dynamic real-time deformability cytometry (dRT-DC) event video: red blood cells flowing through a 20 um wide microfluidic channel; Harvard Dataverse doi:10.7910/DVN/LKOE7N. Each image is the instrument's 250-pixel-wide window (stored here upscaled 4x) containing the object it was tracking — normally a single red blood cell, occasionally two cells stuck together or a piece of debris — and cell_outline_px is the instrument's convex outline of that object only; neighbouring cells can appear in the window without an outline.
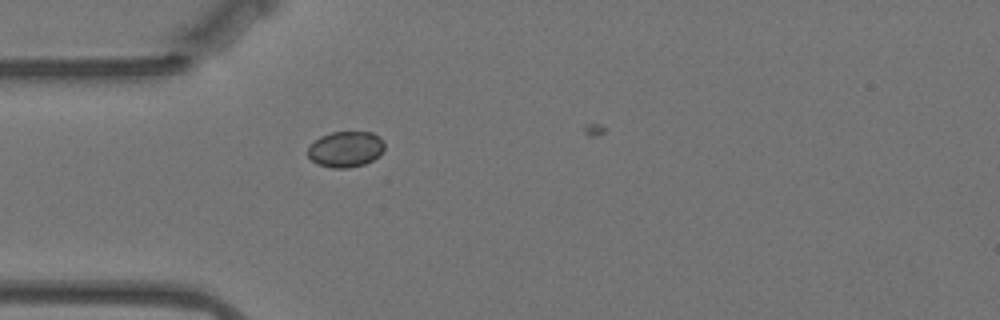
{"species": "Egyptian fruit bat (a non-hibernating species)", "species_latin": "Rousettus aegyptiacus", "temperature_condition": "warm", "stored_images_in_passage": 19, "camera_frame_rate_fps": 3000, "um_per_image_px": 0.085, "animal": {"sex": "female"}, "frame": {"image": 1, "passage_image": 14, "time_ms": 4.333, "image_size_px": [1000, 320], "cell_outline_px": [[384, 148], [372, 160], [364, 164], [348, 168], [332, 168], [316, 164], [308, 156], [308, 148], [320, 136], [332, 132], [372, 132], [380, 136], [384, 140]], "centroid_in_image_um": [29.38, 12.68], "position_along_channel_um": 55.6, "area_um2": 15.95}}
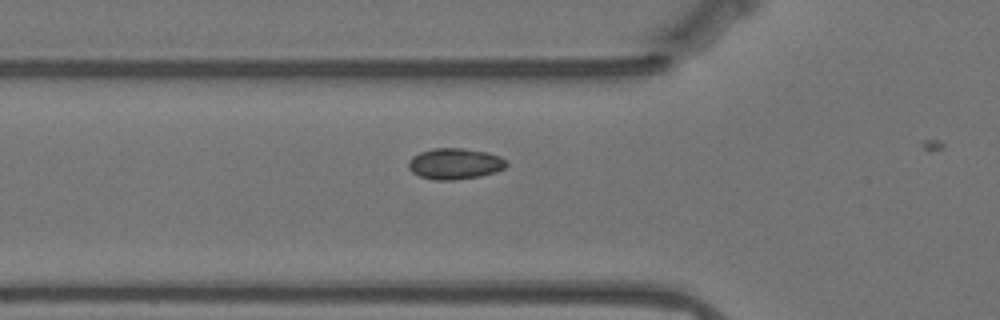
{"frame": {"image": 2, "passage_image": 17, "time_ms": 5.333, "image_size_px": [1000, 320], "cell_outline_px": [[508, 164], [504, 168], [480, 176], [452, 180], [436, 180], [420, 176], [412, 172], [408, 168], [408, 160], [412, 156], [420, 152], [432, 148], [464, 148], [488, 152], [500, 156]], "centroid_in_image_um": [38.63, 13.9], "position_along_channel_um": 87.2, "area_um2": 17.69}}